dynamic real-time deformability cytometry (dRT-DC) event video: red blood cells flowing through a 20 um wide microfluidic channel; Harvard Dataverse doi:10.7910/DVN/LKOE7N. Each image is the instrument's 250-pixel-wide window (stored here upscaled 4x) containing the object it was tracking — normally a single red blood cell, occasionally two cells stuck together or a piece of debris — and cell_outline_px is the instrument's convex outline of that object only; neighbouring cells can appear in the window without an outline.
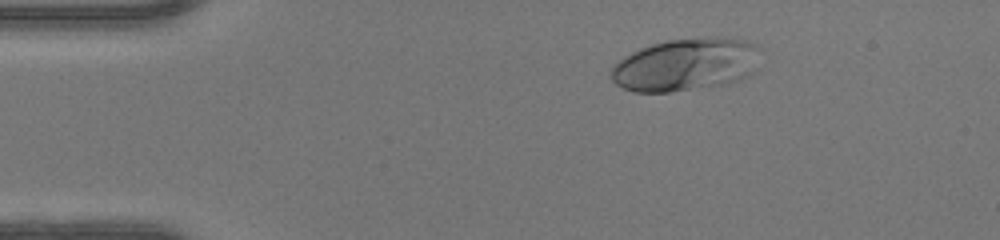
{"species": "human", "species_latin": "Homo sapiens", "temperature_condition": "warm", "stored_images_in_passage": 43, "camera_frame_rate_fps": 3000, "um_per_image_px": 0.085, "donor": {"sex": "female"}, "frame": {"image": 1, "passage_image": 2, "time_ms": 0.333, "image_size_px": [1000, 240], "cell_outline_px": [[760, 68], [756, 72], [748, 76], [724, 84], [668, 92], [632, 92], [616, 84], [608, 76], [608, 72], [624, 56], [640, 48], [652, 44], [668, 40], [708, 36], [724, 36], [748, 40], [756, 44], [760, 48]], "centroid_in_image_um": [58.36, 5.47], "position_along_channel_um": 26.6, "area_um2": 46.76}}
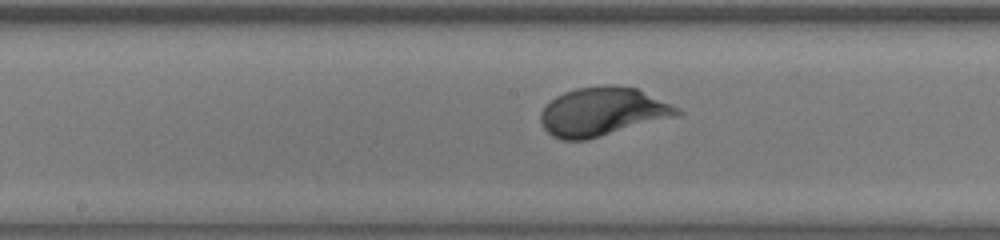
{"frame": {"image": 2, "passage_image": 19, "time_ms": 6.0, "image_size_px": [1000, 240], "cell_outline_px": [[684, 112], [680, 116], [588, 140], [560, 140], [552, 136], [544, 128], [540, 120], [540, 112], [556, 96], [564, 92], [576, 88], [612, 84], [636, 88], [672, 104], [680, 108]], "centroid_in_image_um": [51.26, 9.51], "position_along_channel_um": 196.9, "area_um2": 39.07}}
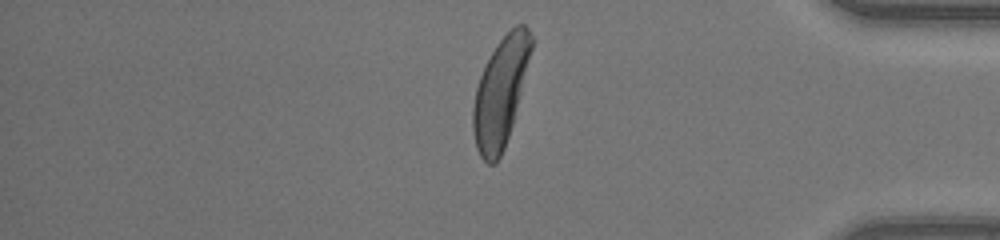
{"frame": {"image": 3, "passage_image": 35, "time_ms": 11.333, "image_size_px": [1000, 240], "cell_outline_px": [[532, 48], [512, 124], [504, 148], [500, 156], [492, 164], [488, 164], [480, 156], [476, 148], [472, 132], [472, 108], [476, 88], [480, 76], [496, 44], [516, 24], [524, 24], [528, 28], [532, 36]], "centroid_in_image_um": [42.51, 7.85], "position_along_channel_um": 392.7, "area_um2": 36.24}, "authors_computed_cell_mechanics": {"area_um2": 38.6104, "velocity_mm_per_s": 4.171, "shape_relaxation_time_tau1_ms": 2.5588, "shape_relaxation_time_tau2_ms": null, "deformation_change_tau1": 0.1903, "deformation_change_tau2": null}}